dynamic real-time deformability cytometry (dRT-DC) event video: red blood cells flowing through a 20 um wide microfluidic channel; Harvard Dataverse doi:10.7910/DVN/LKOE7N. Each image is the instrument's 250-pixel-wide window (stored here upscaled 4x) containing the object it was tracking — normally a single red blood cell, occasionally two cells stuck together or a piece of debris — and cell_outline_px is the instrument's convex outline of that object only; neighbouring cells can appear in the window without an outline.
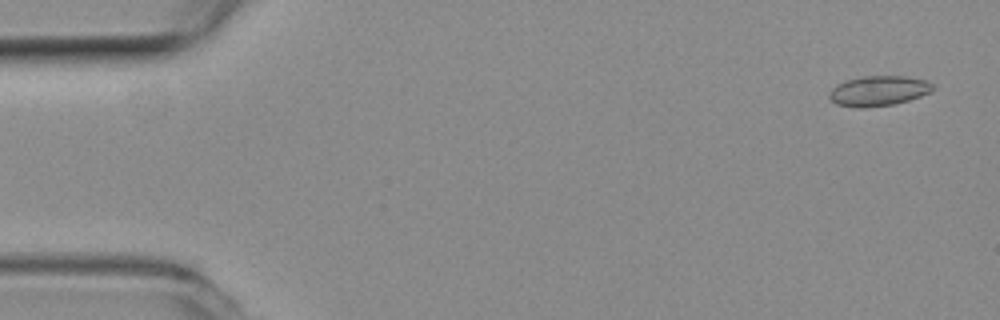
{"species": "common noctule bat (a hibernating species)", "species_latin": "Nyctalus noctula", "temperature_condition": "room temperature", "stored_images_in_passage": 57, "camera_frame_rate_fps": 3000, "um_per_image_px": 0.085, "animal": {"sex": "female", "body_mass_g": 19.3, "forearm_length_mm": 54.1}, "frame": {"image": 1, "passage_image": 3, "time_ms": 0.667, "image_size_px": [1000, 320], "cell_outline_px": [[936, 88], [920, 96], [908, 100], [892, 104], [864, 108], [856, 108], [836, 104], [828, 96], [832, 88], [836, 84], [844, 80], [864, 76], [904, 76], [928, 80]], "centroid_in_image_um": [74.65, 7.71], "position_along_channel_um": 10.3, "area_um2": 18.21}}
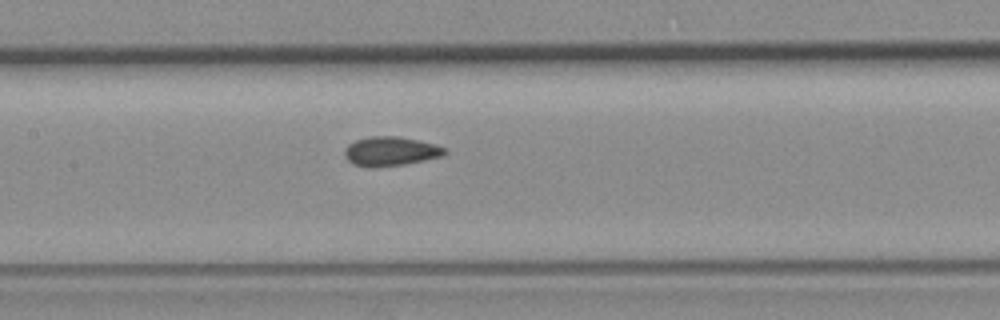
{"frame": {"image": 2, "passage_image": 27, "time_ms": 8.667, "image_size_px": [1000, 320], "cell_outline_px": [[448, 152], [444, 156], [404, 164], [376, 168], [368, 168], [352, 164], [344, 156], [344, 148], [348, 144], [356, 140], [368, 136], [396, 136], [436, 144], [448, 148]], "centroid_in_image_um": [33.19, 12.87], "position_along_channel_um": 174.2, "area_um2": 17.4}}
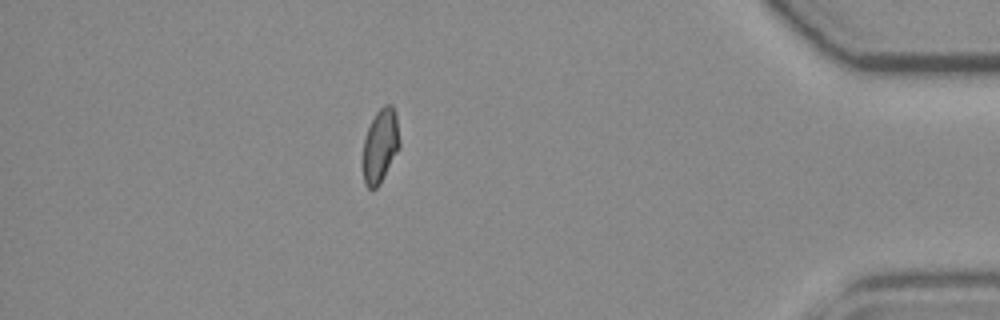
{"frame": {"image": 3, "passage_image": 50, "time_ms": 16.333, "image_size_px": [1000, 320], "cell_outline_px": [[400, 148], [380, 184], [376, 188], [368, 188], [364, 184], [360, 160], [364, 140], [368, 128], [376, 112], [384, 104], [392, 104], [396, 112], [400, 140]], "centroid_in_image_um": [32.3, 12.41], "position_along_channel_um": 402.9, "area_um2": 16.42}, "authors_computed_cell_mechanics": {"area_um2": 16.8198, "velocity_mm_per_s": 3.6237, "shape_relaxation_time_tau1_ms": null, "shape_relaxation_time_tau2_ms": 1.4394, "deformation_change_tau1": null, "deformation_change_tau2": 0.0603}}